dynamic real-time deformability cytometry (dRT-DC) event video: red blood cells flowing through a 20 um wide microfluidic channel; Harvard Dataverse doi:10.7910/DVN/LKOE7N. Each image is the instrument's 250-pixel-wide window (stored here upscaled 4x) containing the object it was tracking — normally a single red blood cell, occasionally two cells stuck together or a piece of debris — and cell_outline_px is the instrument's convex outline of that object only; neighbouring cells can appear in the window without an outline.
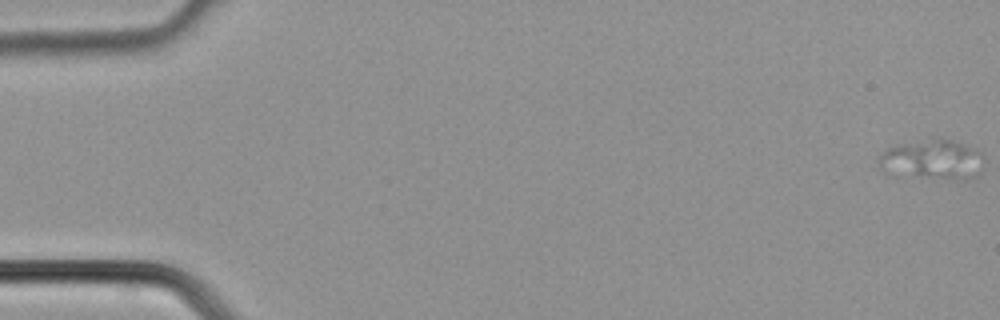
{"species": "common noctule bat (a hibernating species)", "species_latin": "Nyctalus noctula", "temperature_condition": "cold", "stored_images_in_passage": 16, "camera_frame_rate_fps": 3000, "um_per_image_px": 0.085, "animal": {"sex": "male", "body_mass_g": 21.5, "forearm_length_mm": 52.0}, "frame": {"image": 1, "passage_image": 1, "time_ms": 0.0, "image_size_px": [1000, 320], "cell_outline_px": [[980, 152], [976, 176], [964, 180], [880, 168], [880, 156], [888, 148], [900, 144], [932, 140], [948, 140], [964, 144], [976, 148]], "centroid_in_image_um": [79.32, 13.51], "position_along_channel_um": 5.7, "area_um2": 21.91}}